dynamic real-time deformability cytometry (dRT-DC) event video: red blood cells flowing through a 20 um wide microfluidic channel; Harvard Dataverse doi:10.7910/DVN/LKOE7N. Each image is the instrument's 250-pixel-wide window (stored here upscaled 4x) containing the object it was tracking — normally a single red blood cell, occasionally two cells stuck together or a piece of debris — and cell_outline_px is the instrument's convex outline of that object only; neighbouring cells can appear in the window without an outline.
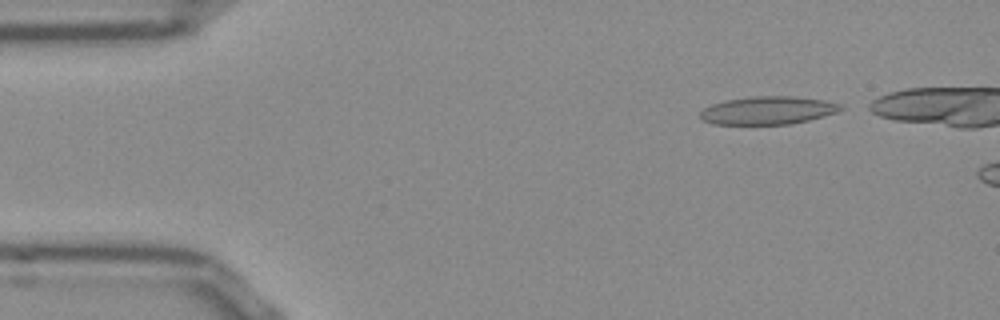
{"species": "Egyptian fruit bat (a non-hibernating species)", "species_latin": "Rousettus aegyptiacus", "temperature_condition": "room temperature", "stored_images_in_passage": 7, "camera_frame_rate_fps": 3000, "um_per_image_px": 0.085, "frame": {"image": 1, "passage_image": 2, "time_ms": 0.333, "image_size_px": [1000, 320], "cell_outline_px": [[844, 108], [836, 112], [808, 120], [788, 124], [712, 124], [704, 120], [700, 116], [700, 112], [704, 108], [712, 104], [724, 100], [752, 96], [792, 96], [824, 100], [840, 104]], "centroid_in_image_um": [65.24, 9.37], "position_along_channel_um": 19.8, "area_um2": 22.77}}